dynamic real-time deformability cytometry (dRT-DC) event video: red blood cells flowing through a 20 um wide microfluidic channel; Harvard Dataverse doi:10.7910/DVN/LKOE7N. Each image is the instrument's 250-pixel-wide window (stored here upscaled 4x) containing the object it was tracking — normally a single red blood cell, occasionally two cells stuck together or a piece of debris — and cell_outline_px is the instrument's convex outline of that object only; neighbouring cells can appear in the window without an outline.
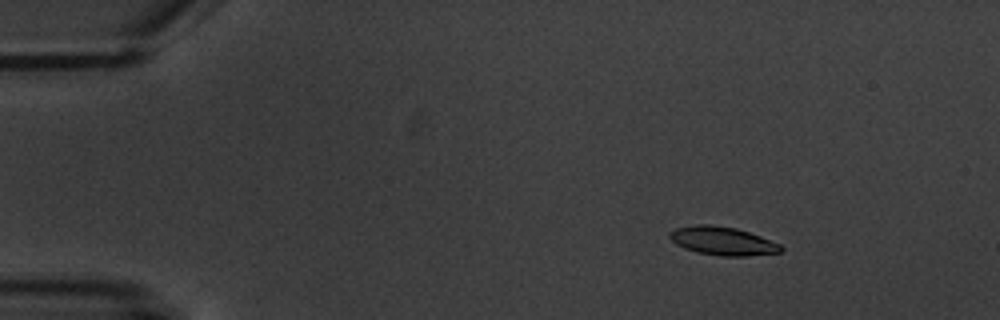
{"species": "common noctule bat (a hibernating species)", "species_latin": "Nyctalus noctula", "temperature_condition": "warm", "stored_images_in_passage": 6, "camera_frame_rate_fps": 3000, "um_per_image_px": 0.085, "animal": {"sex": "male", "body_mass_g": 20.1, "forearm_length_mm": 53.5}, "frame": {"image": 1, "passage_image": 3, "time_ms": 2.333, "image_size_px": [1000, 320], "cell_outline_px": [[784, 248], [780, 252], [748, 256], [720, 256], [696, 252], [684, 248], [676, 244], [668, 236], [668, 232], [676, 228], [692, 224], [712, 224], [736, 228], [760, 236], [780, 244]], "centroid_in_image_um": [61.39, 20.47], "position_along_channel_um": 23.6, "area_um2": 18.55}}
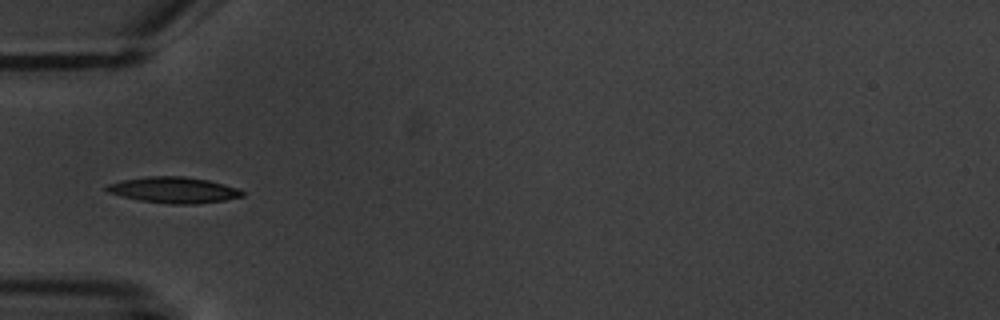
{"frame": {"image": 2, "passage_image": 6, "time_ms": 6.0, "image_size_px": [1000, 320], "cell_outline_px": [[244, 196], [224, 200], [196, 204], [172, 204], [140, 200], [108, 192], [104, 188], [108, 184], [120, 180], [148, 176], [184, 176], [208, 180], [224, 184], [236, 188], [244, 192]], "centroid_in_image_um": [14.77, 16.14], "position_along_channel_um": 70.2, "area_um2": 20.4}}